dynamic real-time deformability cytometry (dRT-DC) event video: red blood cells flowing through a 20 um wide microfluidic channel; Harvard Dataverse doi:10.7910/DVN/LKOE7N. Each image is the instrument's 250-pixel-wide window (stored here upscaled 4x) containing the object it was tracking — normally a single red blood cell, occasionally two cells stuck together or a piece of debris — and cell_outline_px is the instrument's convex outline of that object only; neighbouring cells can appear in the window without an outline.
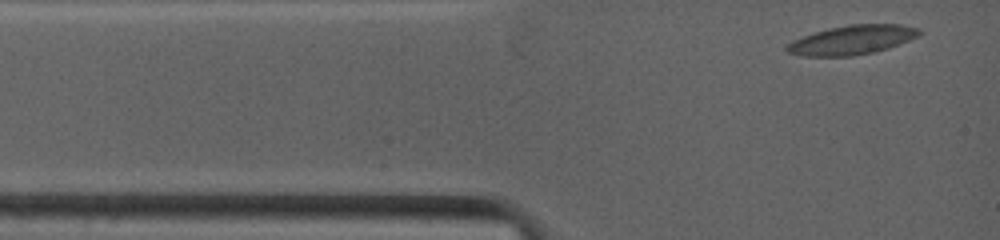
{"species": "common noctule bat (a hibernating species)", "species_latin": "Nyctalus noctula", "temperature_condition": "warm", "stored_images_in_passage": 5, "camera_frame_rate_fps": 4500, "um_per_image_px": 0.085, "animal": {"sex": "female", "body_mass_g": 19.0, "forearm_length_mm": 53.3}, "frame": {"image": 1, "passage_image": 1, "time_ms": 0.0, "image_size_px": [1000, 240], "cell_outline_px": [[920, 36], [888, 48], [872, 52], [852, 56], [800, 56], [788, 52], [784, 48], [792, 40], [828, 28], [848, 24], [900, 24], [920, 28]], "centroid_in_image_um": [72.43, 3.39], "position_along_channel_um": 12.6, "area_um2": 22.54}}
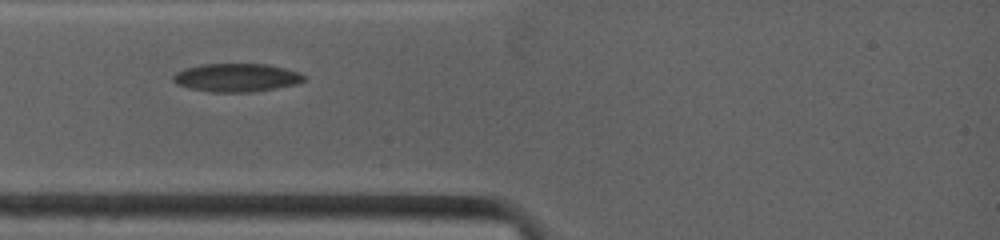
{"frame": {"image": 2, "passage_image": 4, "time_ms": 2.222, "image_size_px": [1000, 240], "cell_outline_px": [[304, 80], [296, 84], [276, 88], [252, 92], [212, 92], [192, 88], [176, 84], [172, 80], [172, 76], [176, 72], [184, 68], [204, 64], [268, 64], [300, 72], [304, 76]], "centroid_in_image_um": [20.09, 6.59], "position_along_channel_um": 64.9, "area_um2": 21.5}}